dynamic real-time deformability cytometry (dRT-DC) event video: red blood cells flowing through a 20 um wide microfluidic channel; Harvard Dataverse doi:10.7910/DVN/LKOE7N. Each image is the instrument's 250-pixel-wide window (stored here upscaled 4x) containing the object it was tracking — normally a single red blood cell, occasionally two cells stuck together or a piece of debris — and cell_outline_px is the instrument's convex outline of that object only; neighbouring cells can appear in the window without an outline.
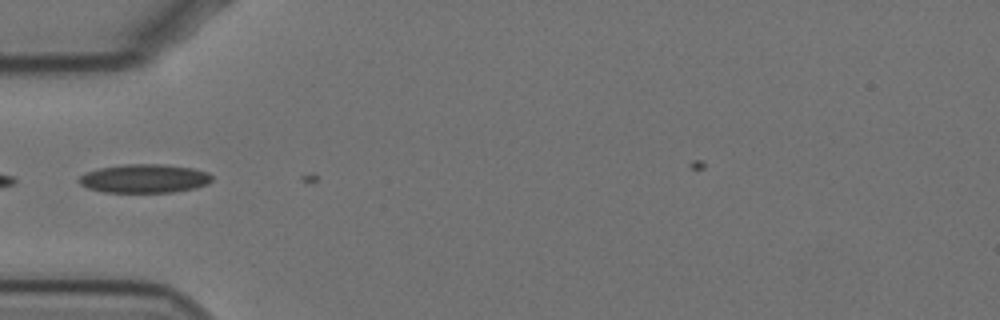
{"species": "Egyptian fruit bat (a non-hibernating species)", "species_latin": "Rousettus aegyptiacus", "temperature_condition": "cold", "stored_images_in_passage": 2, "camera_frame_rate_fps": 3000, "um_per_image_px": 0.085, "animal": {"sex": "female"}, "frame": {"image": 1, "passage_image": 1, "time_ms": 0.0, "image_size_px": [1000, 320], "cell_outline_px": [[212, 180], [208, 184], [196, 188], [172, 192], [104, 192], [88, 188], [80, 184], [76, 180], [80, 176], [88, 172], [100, 168], [124, 164], [164, 164], [192, 168], [208, 172], [212, 176]], "centroid_in_image_um": [12.29, 15.17], "position_along_channel_um": 72.7, "area_um2": 22.25}}